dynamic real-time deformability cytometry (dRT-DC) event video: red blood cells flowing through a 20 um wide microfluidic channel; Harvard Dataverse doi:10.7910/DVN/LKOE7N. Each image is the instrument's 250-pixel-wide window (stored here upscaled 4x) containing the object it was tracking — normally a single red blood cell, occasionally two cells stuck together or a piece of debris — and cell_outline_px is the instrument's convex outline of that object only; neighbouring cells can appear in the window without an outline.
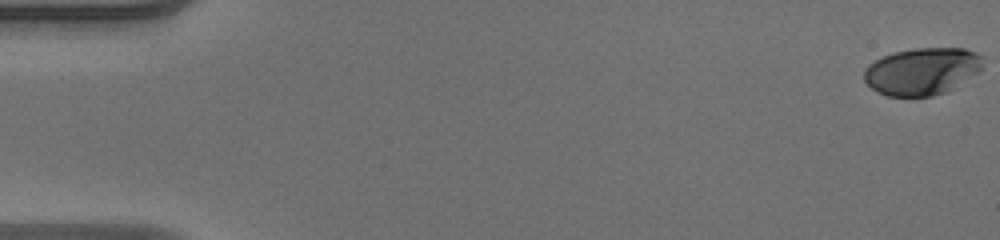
{"species": "human", "species_latin": "Homo sapiens", "temperature_condition": "warm", "stored_images_in_passage": 51, "camera_frame_rate_fps": 3000, "um_per_image_px": 0.085, "donor": {"sex": "male"}, "frame": {"image": 1, "passage_image": 1, "time_ms": 0.0, "image_size_px": [1000, 240], "cell_outline_px": [[984, 56], [980, 72], [956, 88], [948, 92], [932, 96], [888, 96], [876, 92], [864, 80], [864, 68], [868, 64], [884, 56], [896, 52], [912, 48], [964, 48], [976, 52]], "centroid_in_image_um": [78.42, 6.06], "position_along_channel_um": 6.6, "area_um2": 33.12}}
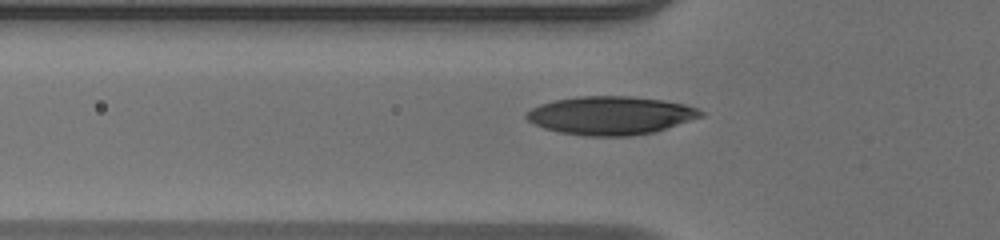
{"frame": {"image": 2, "passage_image": 18, "time_ms": 5.667, "image_size_px": [1000, 240], "cell_outline_px": [[704, 116], [656, 132], [632, 136], [584, 136], [560, 132], [544, 128], [532, 124], [524, 116], [532, 108], [540, 104], [552, 100], [576, 96], [632, 96], [664, 100], [684, 104], [696, 108], [704, 112]], "centroid_in_image_um": [51.91, 9.81], "position_along_channel_um": 73.9, "area_um2": 39.3}}
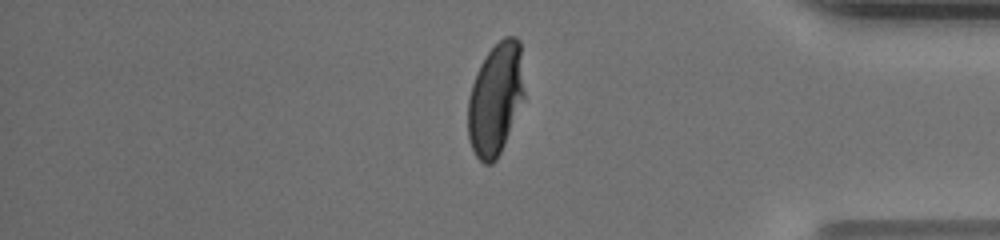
{"frame": {"image": 3, "passage_image": 43, "time_ms": 14.0, "image_size_px": [1000, 240], "cell_outline_px": [[524, 96], [500, 152], [496, 160], [492, 164], [484, 164], [476, 156], [472, 148], [468, 136], [468, 96], [476, 72], [480, 64], [488, 52], [504, 36], [516, 36], [520, 40], [524, 92]], "centroid_in_image_um": [42.1, 8.38], "position_along_channel_um": 393.1, "area_um2": 36.53}, "authors_computed_cell_mechanics": {"area_um2": 36.5296, "velocity_mm_per_s": 4.1094, "shape_relaxation_time_tau1_ms": 5.0361, "shape_relaxation_time_tau2_ms": null, "deformation_change_tau1": 0.2405, "deformation_change_tau2": null}}